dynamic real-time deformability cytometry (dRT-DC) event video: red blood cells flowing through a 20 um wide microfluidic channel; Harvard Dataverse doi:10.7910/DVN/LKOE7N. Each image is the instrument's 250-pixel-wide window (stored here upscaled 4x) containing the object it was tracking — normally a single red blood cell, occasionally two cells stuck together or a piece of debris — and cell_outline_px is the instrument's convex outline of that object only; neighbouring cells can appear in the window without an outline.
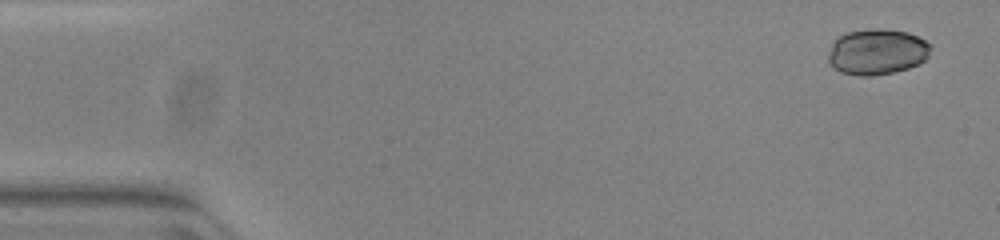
{"species": "common noctule bat (a hibernating species)", "species_latin": "Nyctalus noctula", "temperature_condition": "warm", "stored_images_in_passage": 51, "camera_frame_rate_fps": 3000, "um_per_image_px": 0.085, "animal": {"sex": "female", "body_mass_g": 23.0, "forearm_length_mm": 53.4}, "frame": {"image": 1, "passage_image": 1, "time_ms": 0.0, "image_size_px": [1000, 240], "cell_outline_px": [[932, 48], [928, 56], [920, 64], [908, 68], [892, 72], [872, 76], [856, 76], [840, 72], [832, 68], [828, 60], [828, 52], [832, 44], [840, 36], [848, 32], [868, 28], [884, 28], [908, 32], [932, 44]], "centroid_in_image_um": [74.55, 4.4], "position_along_channel_um": 10.5, "area_um2": 27.69}}
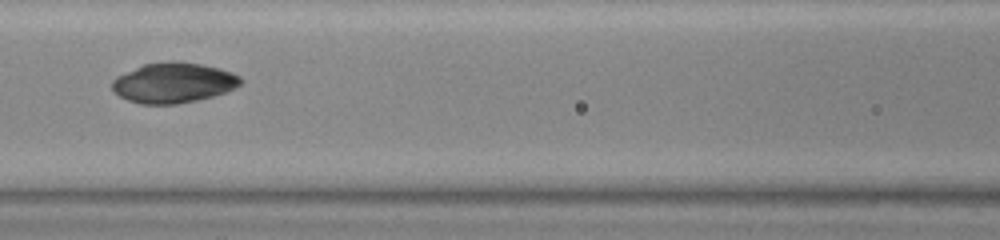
{"frame": {"image": 2, "passage_image": 22, "time_ms": 7.0, "image_size_px": [1000, 240], "cell_outline_px": [[244, 80], [240, 84], [224, 92], [212, 96], [196, 100], [176, 104], [140, 104], [128, 100], [112, 92], [112, 80], [116, 76], [144, 64], [172, 60], [176, 60], [200, 64], [220, 68], [232, 72], [240, 76]], "centroid_in_image_um": [14.72, 7.02], "position_along_channel_um": 151.9, "area_um2": 30.17}}
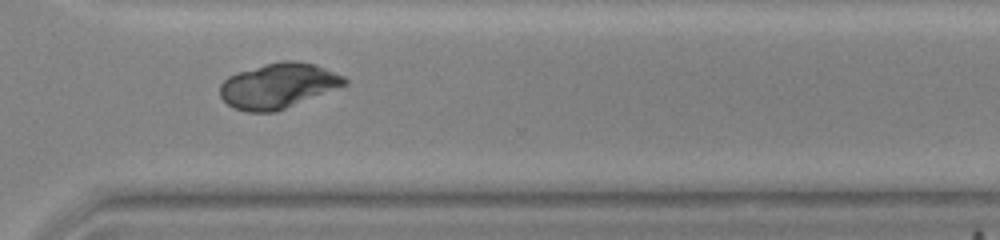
{"frame": {"image": 3, "passage_image": 37, "time_ms": 12.0, "image_size_px": [1000, 240], "cell_outline_px": [[348, 84], [276, 112], [248, 112], [232, 108], [220, 96], [220, 84], [228, 76], [236, 72], [264, 64], [284, 60], [292, 60], [316, 64], [344, 76], [348, 80]], "centroid_in_image_um": [23.64, 7.28], "position_along_channel_um": 347.0, "area_um2": 32.95}}